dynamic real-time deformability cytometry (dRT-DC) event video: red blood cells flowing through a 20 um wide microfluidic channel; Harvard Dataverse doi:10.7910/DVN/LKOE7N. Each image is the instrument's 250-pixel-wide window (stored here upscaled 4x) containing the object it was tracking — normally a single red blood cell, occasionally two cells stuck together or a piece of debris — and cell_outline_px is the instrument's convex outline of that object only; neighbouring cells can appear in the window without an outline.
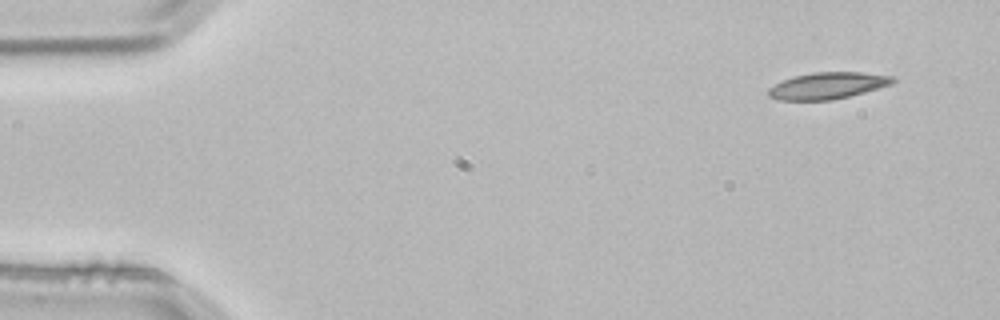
{"species": "common noctule bat (a hibernating species)", "species_latin": "Nyctalus noctula", "temperature_condition": "room temperature", "stored_images_in_passage": 3, "camera_frame_rate_fps": 3000, "um_per_image_px": 0.085, "animal": {"sex": "male", "body_mass_g": 21.5, "forearm_length_mm": 52.0}, "frame": {"image": 1, "passage_image": 1, "time_ms": 0.0, "image_size_px": [1000, 320], "cell_outline_px": [[896, 80], [892, 84], [864, 92], [832, 100], [776, 100], [768, 96], [768, 88], [792, 76], [812, 72], [860, 72], [896, 76]], "centroid_in_image_um": [70.35, 7.27], "position_along_channel_um": 14.6, "area_um2": 19.36}}
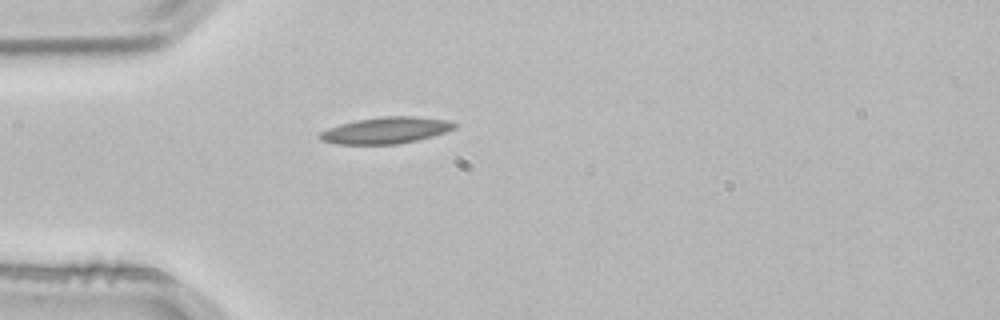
{"frame": {"image": 2, "passage_image": 3, "time_ms": 0.667, "image_size_px": [1000, 320], "cell_outline_px": [[456, 128], [432, 136], [416, 140], [396, 144], [336, 144], [320, 140], [316, 136], [320, 132], [328, 128], [340, 124], [356, 120], [380, 116], [416, 116], [448, 120], [456, 124]], "centroid_in_image_um": [32.76, 11.07], "position_along_channel_um": 52.2, "area_um2": 20.81}}